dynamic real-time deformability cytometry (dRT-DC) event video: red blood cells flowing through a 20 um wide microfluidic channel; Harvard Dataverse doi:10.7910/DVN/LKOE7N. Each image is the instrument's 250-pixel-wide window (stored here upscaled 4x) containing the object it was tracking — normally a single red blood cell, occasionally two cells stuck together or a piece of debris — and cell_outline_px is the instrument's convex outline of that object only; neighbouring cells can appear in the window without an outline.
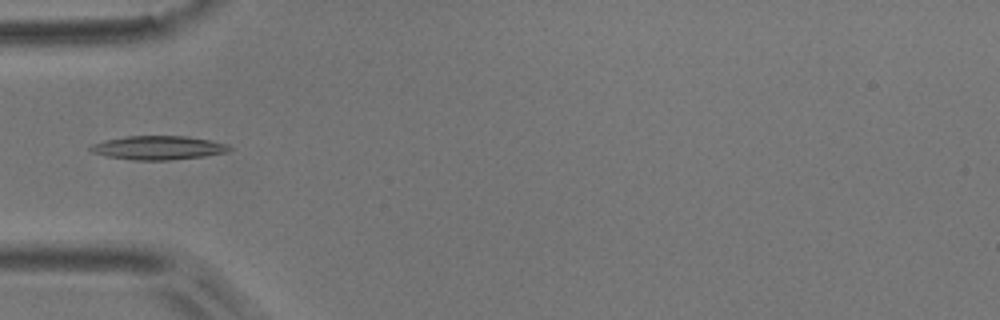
{"species": "common noctule bat (a hibernating species)", "species_latin": "Nyctalus noctula", "temperature_condition": "room temperature", "stored_images_in_passage": 1, "camera_frame_rate_fps": 3000, "um_per_image_px": 0.085, "animal": {"sex": "male", "body_mass_g": 17.9}, "frame": {"image": 1, "passage_image": 1, "time_ms": 0.0, "image_size_px": [1000, 320], "cell_outline_px": [[232, 148], [228, 152], [204, 156], [168, 160], [132, 160], [108, 156], [92, 152], [88, 148], [92, 144], [104, 140], [128, 136], [184, 136], [208, 140], [228, 144]], "centroid_in_image_um": [13.45, 12.56], "position_along_channel_um": 71.6, "area_um2": 19.13}}